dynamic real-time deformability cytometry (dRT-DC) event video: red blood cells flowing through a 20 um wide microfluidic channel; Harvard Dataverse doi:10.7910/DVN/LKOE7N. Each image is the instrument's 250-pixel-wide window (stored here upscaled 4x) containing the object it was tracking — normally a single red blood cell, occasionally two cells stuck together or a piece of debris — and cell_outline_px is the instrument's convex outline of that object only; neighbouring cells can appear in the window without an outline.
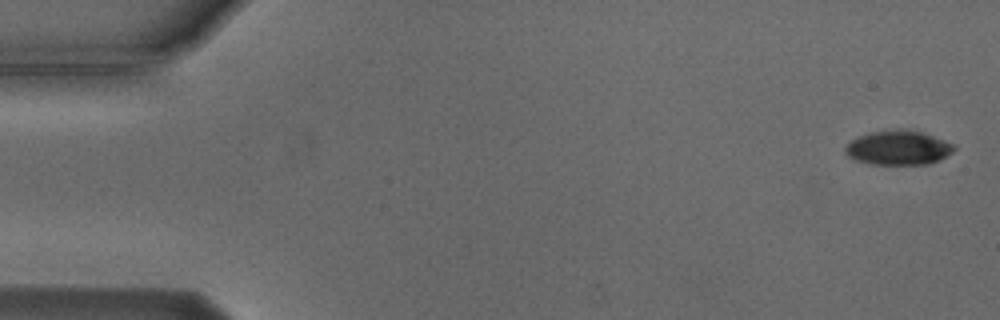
{"species": "Egyptian fruit bat (a non-hibernating species)", "species_latin": "Rousettus aegyptiacus", "temperature_condition": "cold", "stored_images_in_passage": 4, "camera_frame_rate_fps": 3000, "um_per_image_px": 0.085, "animal": {"sex": "male"}, "frame": {"image": 1, "passage_image": 1, "time_ms": 0.0, "image_size_px": [1000, 320], "cell_outline_px": [[956, 148], [952, 152], [940, 160], [928, 164], [872, 164], [856, 160], [848, 156], [844, 152], [844, 148], [852, 140], [860, 136], [872, 132], [900, 128], [920, 132], [956, 144]], "centroid_in_image_um": [76.38, 12.56], "position_along_channel_um": 8.6, "area_um2": 21.68}}